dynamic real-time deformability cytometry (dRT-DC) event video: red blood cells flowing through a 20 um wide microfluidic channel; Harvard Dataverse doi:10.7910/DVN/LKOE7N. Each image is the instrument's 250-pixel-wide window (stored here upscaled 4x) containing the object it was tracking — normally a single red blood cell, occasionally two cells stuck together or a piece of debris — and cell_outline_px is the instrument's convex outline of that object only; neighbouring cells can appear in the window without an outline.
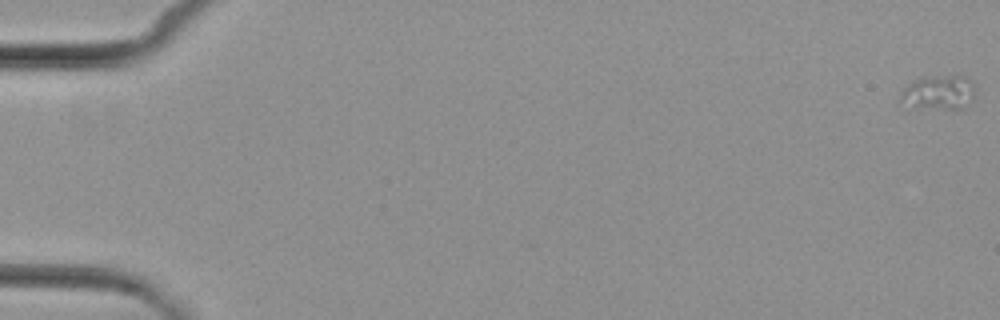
{"species": "common noctule bat (a hibernating species)", "species_latin": "Nyctalus noctula", "temperature_condition": "cold", "stored_images_in_passage": 8, "camera_frame_rate_fps": 3000, "um_per_image_px": 0.085, "animal": {"sex": "female", "body_mass_g": 29.2, "forearm_length_mm": 56.3}, "frame": {"image": 1, "passage_image": 1, "time_ms": 0.0, "image_size_px": [1000, 320], "cell_outline_px": [[972, 96], [964, 108], [912, 108], [900, 100], [900, 96], [904, 88], [908, 84], [924, 76], [964, 76], [972, 80]], "centroid_in_image_um": [79.74, 7.85], "position_along_channel_um": 5.3, "area_um2": 14.62}}